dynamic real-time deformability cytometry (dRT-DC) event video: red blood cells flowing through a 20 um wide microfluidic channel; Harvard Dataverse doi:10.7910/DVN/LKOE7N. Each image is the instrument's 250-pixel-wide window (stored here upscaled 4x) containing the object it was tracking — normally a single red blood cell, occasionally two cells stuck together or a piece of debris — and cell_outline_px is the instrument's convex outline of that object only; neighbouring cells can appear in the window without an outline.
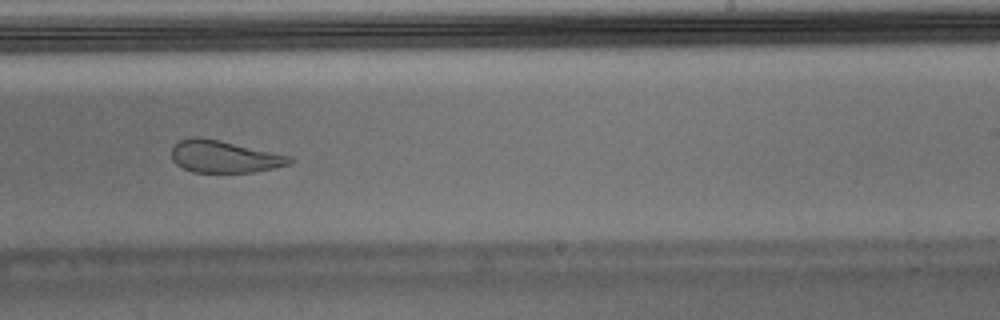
{"species": "Egyptian fruit bat (a non-hibernating species)", "species_latin": "Rousettus aegyptiacus", "temperature_condition": "warm", "stored_images_in_passage": 39, "camera_frame_rate_fps": 3000, "um_per_image_px": 0.085, "animal": {"sex": "male"}, "frame": {"image": 1, "passage_image": 28, "time_ms": 9.0, "image_size_px": [1000, 320], "cell_outline_px": [[292, 160], [288, 164], [272, 168], [252, 172], [192, 172], [176, 164], [172, 160], [172, 148], [180, 140], [192, 136], [200, 136], [220, 140], [292, 156]], "centroid_in_image_um": [19.03, 13.3], "position_along_channel_um": 270.0, "area_um2": 22.02}, "authors_computed_cell_mechanics": {"area_um2": 24.565, "velocity_mm_per_s": 3.9574, "shape_relaxation_time_tau1_ms": null, "shape_relaxation_time_tau2_ms": 1.6627, "deformation_change_tau1": null, "deformation_change_tau2": 0.0748}}